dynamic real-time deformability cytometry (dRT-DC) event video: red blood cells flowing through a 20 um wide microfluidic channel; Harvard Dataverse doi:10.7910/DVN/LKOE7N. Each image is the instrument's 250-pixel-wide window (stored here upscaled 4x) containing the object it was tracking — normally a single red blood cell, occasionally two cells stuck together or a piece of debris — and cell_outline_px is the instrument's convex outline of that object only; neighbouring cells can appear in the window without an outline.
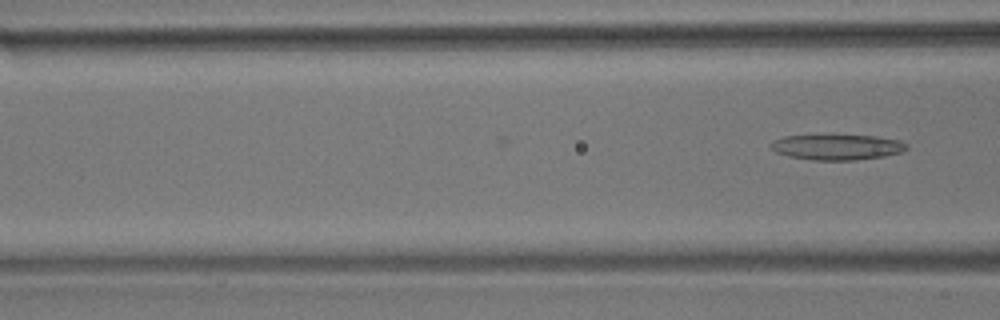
{"species": "common noctule bat (a hibernating species)", "species_latin": "Nyctalus noctula", "temperature_condition": "room temperature", "stored_images_in_passage": 3, "camera_frame_rate_fps": 3000, "um_per_image_px": 0.085, "animal": {"sex": "male", "body_mass_g": 17.9}, "frame": {"image": 1, "passage_image": 3, "time_ms": 0.667, "image_size_px": [1000, 320], "cell_outline_px": [[908, 148], [900, 152], [884, 156], [856, 160], [812, 160], [788, 156], [776, 152], [768, 144], [784, 136], [876, 136], [900, 140], [908, 144]], "centroid_in_image_um": [71.17, 12.51], "position_along_channel_um": 95.4, "area_um2": 19.88}}